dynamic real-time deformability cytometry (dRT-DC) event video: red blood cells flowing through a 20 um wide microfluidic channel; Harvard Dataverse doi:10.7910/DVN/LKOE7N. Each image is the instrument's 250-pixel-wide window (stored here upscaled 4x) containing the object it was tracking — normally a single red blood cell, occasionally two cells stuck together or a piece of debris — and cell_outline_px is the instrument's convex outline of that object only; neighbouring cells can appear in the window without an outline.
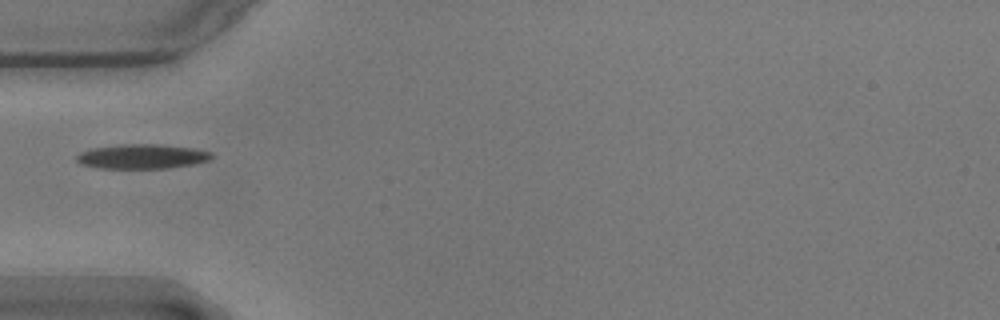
{"species": "common noctule bat (a hibernating species)", "species_latin": "Nyctalus noctula", "temperature_condition": "warm", "stored_images_in_passage": 39, "camera_frame_rate_fps": 3000, "um_per_image_px": 0.085, "animal": {"sex": "male", "body_mass_g": 17.9}, "frame": {"image": 1, "passage_image": 1, "time_ms": 0.0, "image_size_px": [1000, 320], "cell_outline_px": [[212, 156], [208, 160], [196, 164], [168, 168], [100, 168], [80, 164], [76, 160], [76, 156], [80, 152], [92, 148], [120, 144], [160, 144], [196, 148], [212, 152]], "centroid_in_image_um": [12.09, 13.29], "position_along_channel_um": 72.9, "area_um2": 19.48}}
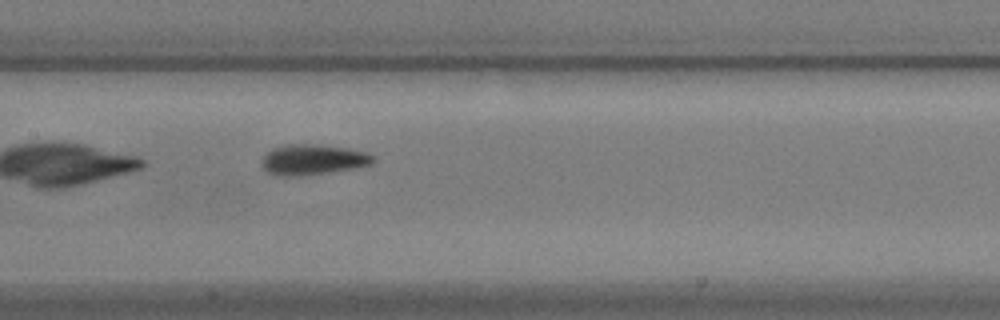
{"frame": {"image": 2, "passage_image": 10, "time_ms": 3.0, "image_size_px": [1000, 320], "cell_outline_px": [[376, 160], [372, 164], [356, 168], [300, 176], [276, 176], [268, 172], [260, 164], [260, 160], [272, 148], [288, 144], [320, 144], [344, 148], [364, 152], [376, 156]], "centroid_in_image_um": [26.58, 13.57], "position_along_channel_um": 180.8, "area_um2": 19.88}}
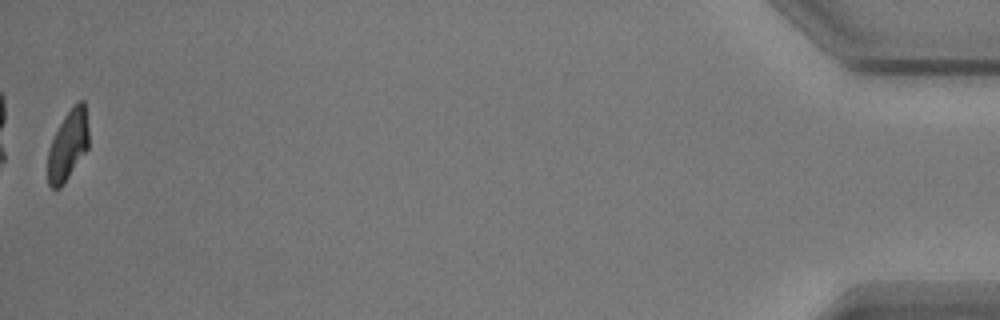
{"frame": {"image": 3, "passage_image": 39, "time_ms": 12.667, "image_size_px": [1000, 320], "cell_outline_px": [[88, 148], [60, 188], [52, 188], [48, 184], [48, 148], [64, 116], [76, 100], [84, 100], [88, 128]], "centroid_in_image_um": [5.78, 12.31], "position_along_channel_um": 429.4, "area_um2": 16.53}, "authors_computed_cell_mechanics": {"area_um2": 18.3804, "velocity_mm_per_s": 3.5589, "shape_relaxation_time_tau1_ms": 3.0178, "shape_relaxation_time_tau2_ms": 2.0378, "deformation_change_tau1": 0.1538, "deformation_change_tau2": 0.0602}}